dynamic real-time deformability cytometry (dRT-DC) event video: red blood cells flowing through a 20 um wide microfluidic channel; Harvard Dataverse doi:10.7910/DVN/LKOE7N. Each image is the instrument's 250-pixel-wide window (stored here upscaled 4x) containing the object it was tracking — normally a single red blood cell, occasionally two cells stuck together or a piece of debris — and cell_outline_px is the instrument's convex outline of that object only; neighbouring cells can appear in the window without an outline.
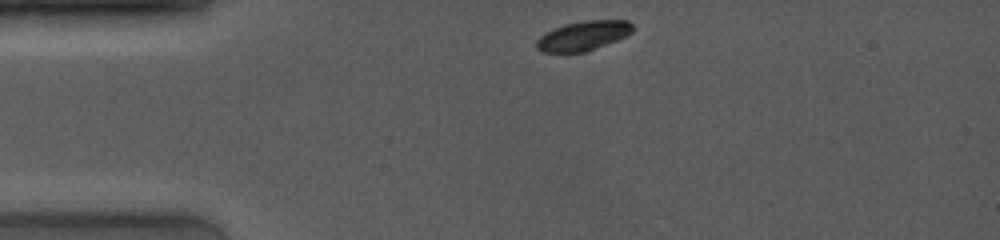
{"species": "common noctule bat (a hibernating species)", "species_latin": "Nyctalus noctula", "temperature_condition": "room temperature", "stored_images_in_passage": 32, "camera_frame_rate_fps": 4000, "um_per_image_px": 0.085, "animal": {"sex": "female", "body_mass_g": 19.0, "forearm_length_mm": 53.3}, "frame": {"image": 1, "passage_image": 1, "time_ms": 0.0, "image_size_px": [1000, 240], "cell_outline_px": [[632, 32], [616, 40], [584, 52], [544, 52], [536, 48], [536, 40], [544, 32], [552, 28], [564, 24], [584, 20], [628, 20], [632, 24]], "centroid_in_image_um": [49.52, 3.02], "position_along_channel_um": 35.5, "area_um2": 16.47}}
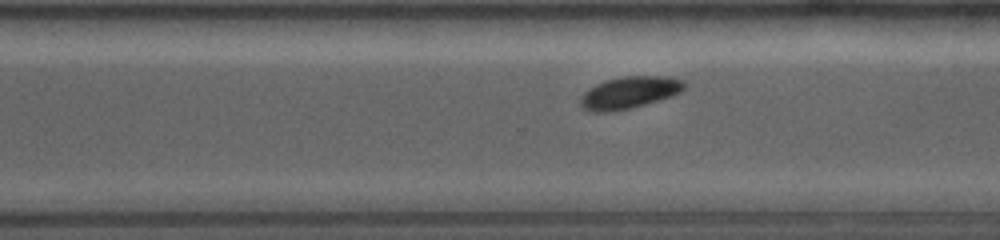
{"frame": {"image": 2, "passage_image": 19, "time_ms": 8.0, "image_size_px": [1000, 240], "cell_outline_px": [[688, 84], [680, 92], [672, 96], [644, 104], [612, 112], [596, 112], [584, 108], [580, 104], [580, 96], [588, 88], [596, 84], [608, 80], [624, 76], [668, 76], [684, 80]], "centroid_in_image_um": [53.52, 7.85], "position_along_channel_um": 317.1, "area_um2": 19.31}}
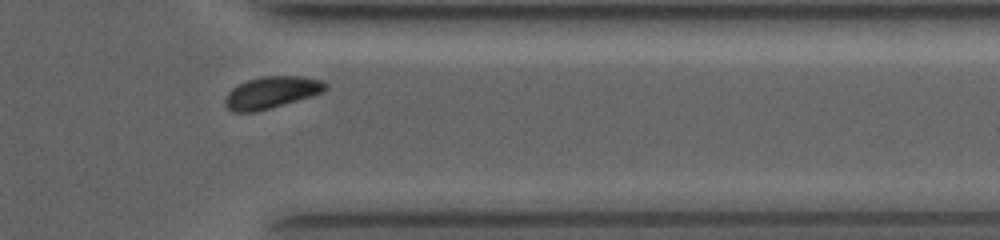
{"frame": {"image": 3, "passage_image": 26, "time_ms": 9.75, "image_size_px": [1000, 240], "cell_outline_px": [[328, 88], [312, 96], [256, 112], [232, 112], [224, 104], [224, 96], [232, 88], [248, 80], [264, 76], [300, 76], [324, 80], [328, 84]], "centroid_in_image_um": [23.07, 7.86], "position_along_channel_um": 388.3, "area_um2": 18.67}}